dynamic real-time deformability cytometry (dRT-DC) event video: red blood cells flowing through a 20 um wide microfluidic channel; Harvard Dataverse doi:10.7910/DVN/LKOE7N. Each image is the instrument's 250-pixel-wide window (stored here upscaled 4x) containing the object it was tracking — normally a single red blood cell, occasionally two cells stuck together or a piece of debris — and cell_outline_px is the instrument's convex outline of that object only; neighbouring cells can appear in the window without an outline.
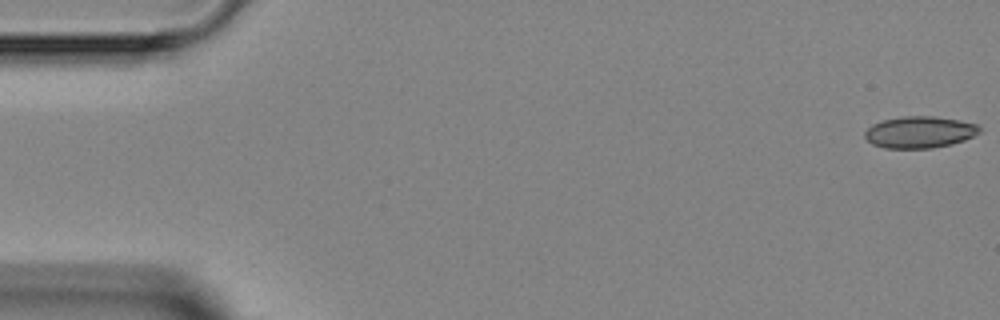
{"species": "Egyptian fruit bat (a non-hibernating species)", "species_latin": "Rousettus aegyptiacus", "temperature_condition": "room temperature", "stored_images_in_passage": 4, "camera_frame_rate_fps": 3000, "um_per_image_px": 0.085, "animal": {"sex": "female"}, "frame": {"image": 1, "passage_image": 1, "time_ms": 0.0, "image_size_px": [1000, 320], "cell_outline_px": [[980, 132], [964, 140], [952, 144], [932, 148], [884, 148], [872, 144], [864, 136], [864, 132], [872, 124], [884, 120], [904, 116], [932, 116], [960, 120], [976, 124], [980, 128]], "centroid_in_image_um": [78.15, 11.23], "position_along_channel_um": 6.8, "area_um2": 21.1}}